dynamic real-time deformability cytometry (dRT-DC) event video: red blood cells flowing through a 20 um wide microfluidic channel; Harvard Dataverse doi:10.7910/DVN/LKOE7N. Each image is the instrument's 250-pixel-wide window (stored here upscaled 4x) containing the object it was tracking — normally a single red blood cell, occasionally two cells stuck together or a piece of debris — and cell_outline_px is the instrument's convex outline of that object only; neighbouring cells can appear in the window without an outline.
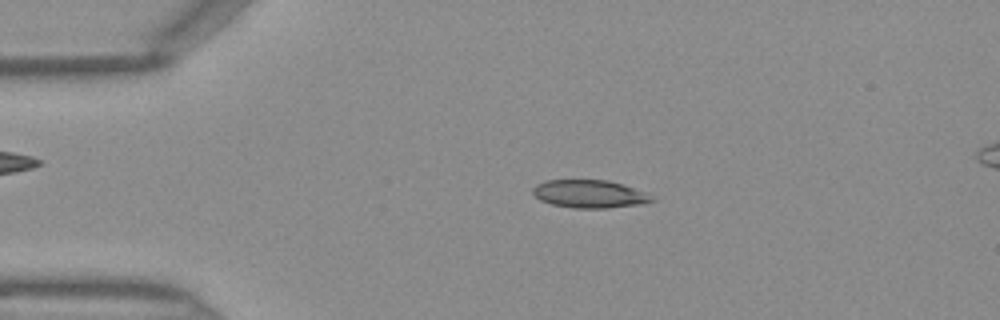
{"species": "Egyptian fruit bat (a non-hibernating species)", "species_latin": "Rousettus aegyptiacus", "temperature_condition": "warm", "stored_images_in_passage": 46, "camera_frame_rate_fps": 3000, "um_per_image_px": 0.085, "frame": {"image": 1, "passage_image": 9, "time_ms": 2.667, "image_size_px": [1000, 320], "cell_outline_px": [[656, 200], [644, 204], [608, 208], [572, 208], [552, 204], [540, 200], [532, 192], [532, 188], [536, 184], [544, 180], [608, 180], [624, 184], [644, 192], [652, 196]], "centroid_in_image_um": [50.12, 16.48], "position_along_channel_um": 34.9, "area_um2": 19.54}}
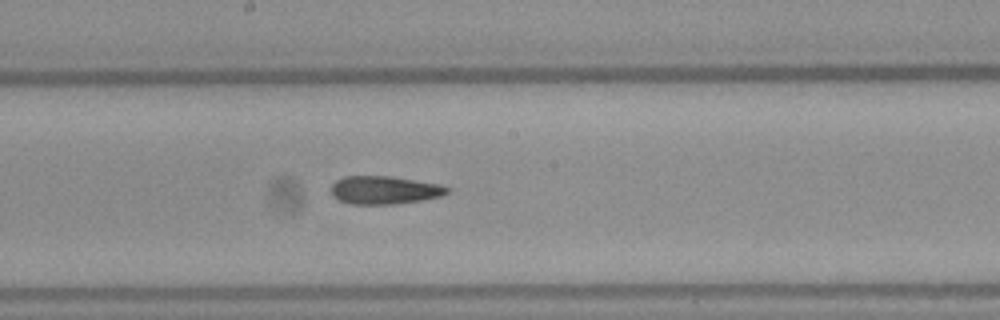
{"frame": {"image": 2, "passage_image": 24, "time_ms": 7.667, "image_size_px": [1000, 320], "cell_outline_px": [[452, 188], [448, 192], [440, 196], [420, 200], [392, 204], [348, 204], [332, 196], [332, 184], [336, 180], [344, 176], [388, 176], [440, 184]], "centroid_in_image_um": [32.66, 16.15], "position_along_channel_um": 215.5, "area_um2": 18.9}}
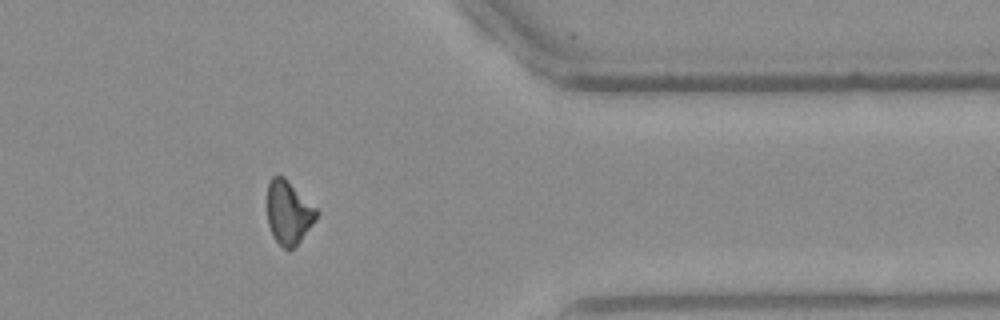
{"frame": {"image": 3, "passage_image": 37, "time_ms": 12.0, "image_size_px": [1000, 320], "cell_outline_px": [[320, 212], [316, 220], [300, 240], [292, 248], [284, 248], [276, 240], [268, 224], [268, 184], [272, 176], [284, 176]], "centroid_in_image_um": [24.55, 18.03], "position_along_channel_um": 386.9, "area_um2": 17.86}}